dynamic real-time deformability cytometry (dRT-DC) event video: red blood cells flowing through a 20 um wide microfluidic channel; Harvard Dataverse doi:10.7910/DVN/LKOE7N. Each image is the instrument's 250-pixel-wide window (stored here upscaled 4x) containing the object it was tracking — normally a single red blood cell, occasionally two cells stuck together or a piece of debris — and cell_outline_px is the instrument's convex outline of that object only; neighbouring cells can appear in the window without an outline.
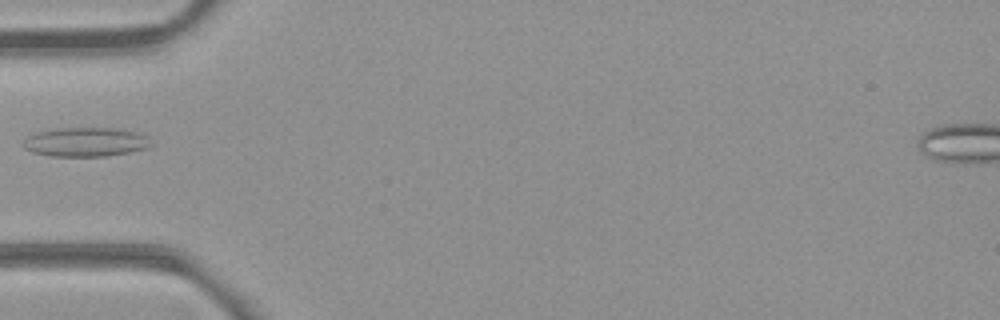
{"species": "common noctule bat (a hibernating species)", "species_latin": "Nyctalus noctula", "temperature_condition": "room temperature", "stored_images_in_passage": 5, "camera_frame_rate_fps": 3000, "um_per_image_px": 0.085, "animal": {"sex": "female", "body_mass_g": 21.9}, "frame": {"image": 1, "passage_image": 5, "time_ms": 1.333, "image_size_px": [1000, 320], "cell_outline_px": [[152, 144], [148, 148], [128, 152], [104, 156], [48, 156], [32, 152], [24, 148], [20, 144], [28, 136], [36, 132], [48, 128], [112, 128], [136, 132], [148, 136]], "centroid_in_image_um": [7.22, 12.06], "position_along_channel_um": 77.8, "area_um2": 21.91}}